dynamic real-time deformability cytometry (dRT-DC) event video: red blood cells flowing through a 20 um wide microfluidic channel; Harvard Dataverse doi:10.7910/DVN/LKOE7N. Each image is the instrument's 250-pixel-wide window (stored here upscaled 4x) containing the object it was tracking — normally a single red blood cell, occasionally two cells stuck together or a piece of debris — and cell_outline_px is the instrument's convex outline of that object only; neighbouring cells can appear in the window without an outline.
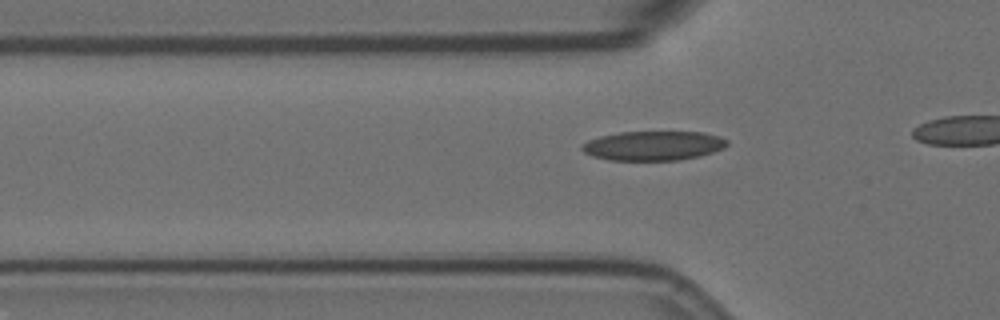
{"species": "Egyptian fruit bat (a non-hibernating species)", "species_latin": "Rousettus aegyptiacus", "temperature_condition": "room temperature", "stored_images_in_passage": 15, "camera_frame_rate_fps": 3000, "um_per_image_px": 0.085, "animal": {"sex": "female"}, "frame": {"image": 1, "passage_image": 9, "time_ms": 2.667, "image_size_px": [1000, 320], "cell_outline_px": [[728, 144], [724, 148], [700, 156], [680, 160], [608, 160], [592, 156], [584, 152], [580, 148], [580, 144], [588, 140], [600, 136], [620, 132], [700, 132], [720, 136], [728, 140]], "centroid_in_image_um": [55.51, 12.39], "position_along_channel_um": 70.3, "area_um2": 24.97}}
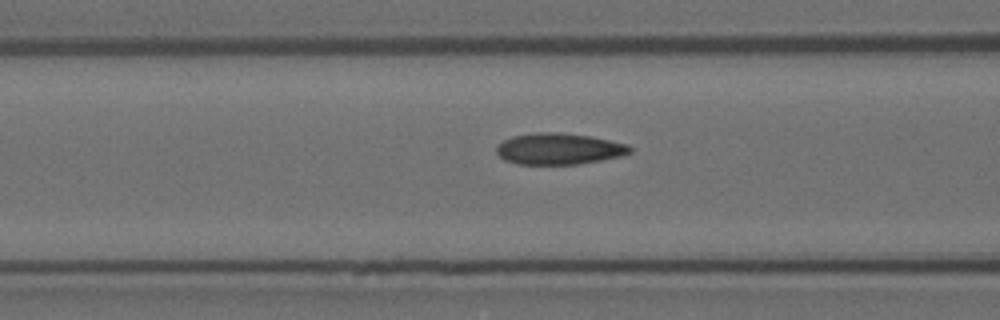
{"frame": {"image": 2, "passage_image": 13, "time_ms": 4.0, "image_size_px": [1000, 320], "cell_outline_px": [[632, 152], [624, 156], [580, 164], [516, 164], [504, 160], [496, 152], [496, 148], [504, 140], [512, 136], [536, 132], [556, 132], [588, 136], [628, 144], [632, 148]], "centroid_in_image_um": [47.53, 12.66], "position_along_channel_um": 119.1, "area_um2": 24.39}}